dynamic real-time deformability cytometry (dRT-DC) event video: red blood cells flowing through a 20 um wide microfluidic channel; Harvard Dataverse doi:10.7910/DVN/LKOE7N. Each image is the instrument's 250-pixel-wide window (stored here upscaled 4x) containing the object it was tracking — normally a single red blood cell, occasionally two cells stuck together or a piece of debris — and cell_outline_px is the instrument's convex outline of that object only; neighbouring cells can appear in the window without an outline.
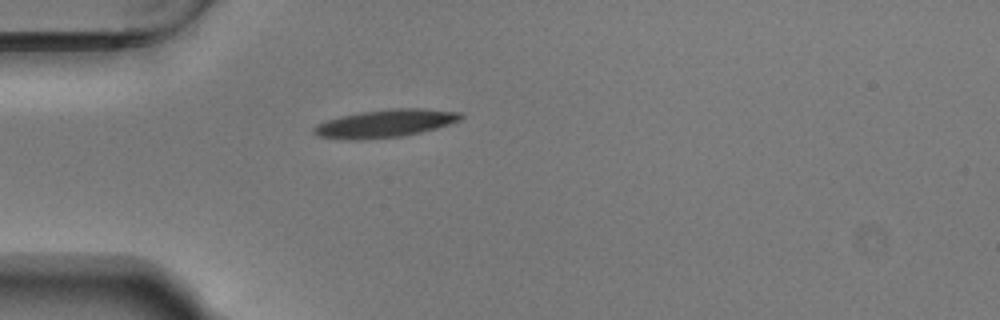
{"species": "Egyptian fruit bat (a non-hibernating species)", "species_latin": "Rousettus aegyptiacus", "temperature_condition": "warm", "stored_images_in_passage": 33, "camera_frame_rate_fps": 3000, "um_per_image_px": 0.085, "animal": {"sex": "male"}, "frame": {"image": 1, "passage_image": 1, "time_ms": 0.0, "image_size_px": [1000, 320], "cell_outline_px": [[464, 116], [460, 120], [436, 128], [420, 132], [400, 136], [360, 140], [344, 140], [316, 136], [312, 132], [312, 128], [316, 124], [340, 116], [360, 112], [388, 108], [424, 108], [460, 112]], "centroid_in_image_um": [32.69, 10.49], "position_along_channel_um": 52.3, "area_um2": 23.99}}
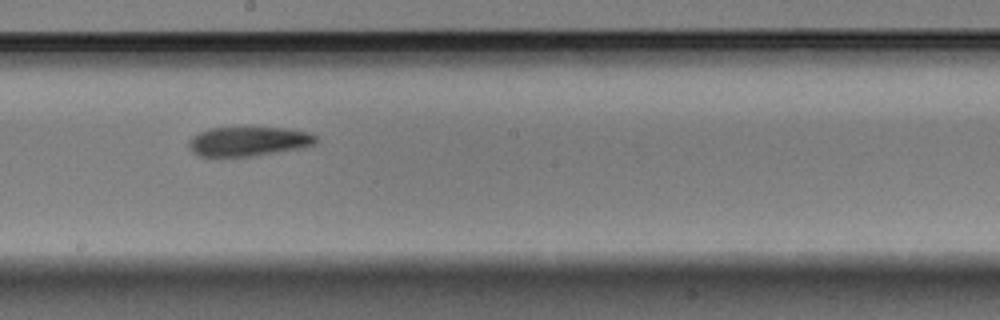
{"frame": {"image": 2, "passage_image": 16, "time_ms": 5.0, "image_size_px": [1000, 320], "cell_outline_px": [[320, 140], [316, 144], [296, 148], [252, 156], [200, 156], [192, 152], [188, 148], [188, 140], [192, 136], [208, 128], [244, 124], [292, 128], [308, 132], [316, 136]], "centroid_in_image_um": [21.1, 11.94], "position_along_channel_um": 227.1, "area_um2": 22.89}}
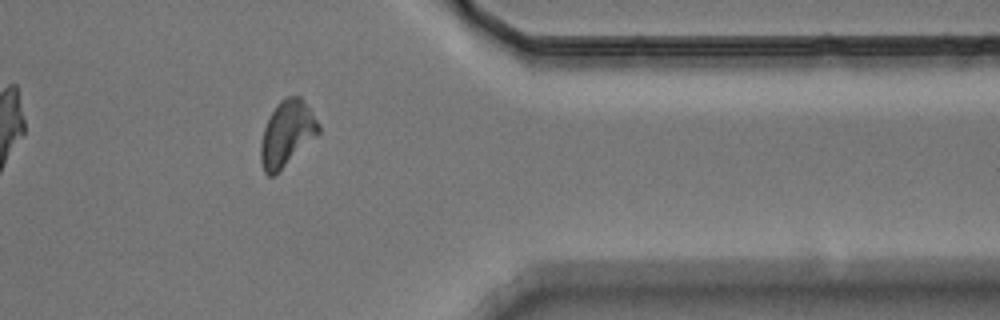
{"frame": {"image": 3, "passage_image": 30, "time_ms": 9.667, "image_size_px": [1000, 320], "cell_outline_px": [[320, 132], [276, 176], [268, 176], [264, 172], [260, 160], [260, 144], [264, 128], [272, 112], [280, 100], [288, 96], [300, 96], [304, 100], [320, 124]], "centroid_in_image_um": [24.38, 11.39], "position_along_channel_um": 387.0, "area_um2": 22.2}, "authors_computed_cell_mechanics": {"area_um2": 21.9062, "velocity_mm_per_s": 3.7052, "shape_relaxation_time_tau1_ms": 4.2772, "shape_relaxation_time_tau2_ms": 4.2904, "deformation_change_tau1": 0.159, "deformation_change_tau2": 0.1361}}